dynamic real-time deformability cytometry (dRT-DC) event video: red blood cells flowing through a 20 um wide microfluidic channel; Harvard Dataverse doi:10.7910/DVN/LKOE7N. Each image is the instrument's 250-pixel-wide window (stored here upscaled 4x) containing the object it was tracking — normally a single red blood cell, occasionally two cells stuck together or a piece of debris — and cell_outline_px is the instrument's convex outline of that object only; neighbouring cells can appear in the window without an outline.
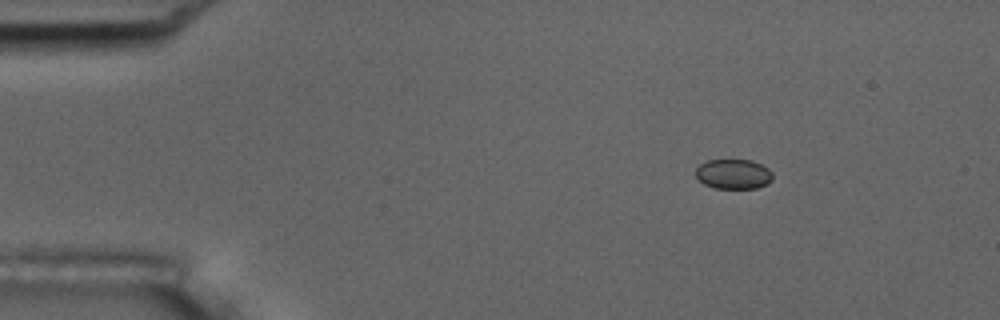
{"species": "common noctule bat (a hibernating species)", "species_latin": "Nyctalus noctula", "temperature_condition": "room temperature", "stored_images_in_passage": 7, "camera_frame_rate_fps": 3000, "um_per_image_px": 0.085, "animal": {"sex": "male", "body_mass_g": 17.5, "forearm_length_mm": 52.3}, "frame": {"image": 1, "passage_image": 3, "time_ms": 2.333, "image_size_px": [1000, 320], "cell_outline_px": [[772, 180], [768, 184], [756, 188], [716, 188], [704, 184], [696, 176], [696, 168], [700, 164], [708, 160], [752, 160], [768, 168], [772, 172]], "centroid_in_image_um": [62.36, 14.79], "position_along_channel_um": 22.6, "area_um2": 13.35}}